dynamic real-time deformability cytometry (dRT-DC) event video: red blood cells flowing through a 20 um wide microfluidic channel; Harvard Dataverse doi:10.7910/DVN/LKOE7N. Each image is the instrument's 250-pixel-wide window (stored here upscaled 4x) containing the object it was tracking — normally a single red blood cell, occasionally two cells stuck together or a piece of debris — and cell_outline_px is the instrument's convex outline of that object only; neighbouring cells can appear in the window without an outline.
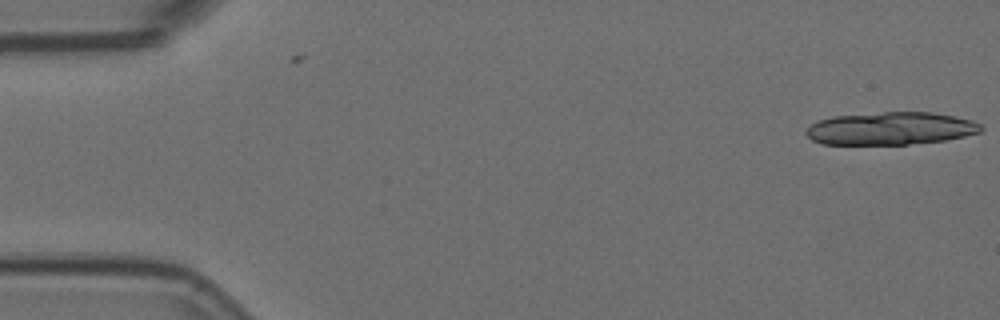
{"species": "Egyptian fruit bat (a non-hibernating species)", "species_latin": "Rousettus aegyptiacus", "temperature_condition": "room temperature", "stored_images_in_passage": 6, "camera_frame_rate_fps": 3000, "um_per_image_px": 0.085, "animal": {"sex": "female"}, "frame": {"image": 1, "passage_image": 1, "time_ms": 0.0, "image_size_px": [1000, 320], "cell_outline_px": [[984, 128], [980, 132], [964, 136], [944, 140], [908, 144], [824, 144], [812, 140], [804, 132], [812, 124], [820, 120], [832, 116], [884, 112], [932, 112], [956, 116], [972, 120], [980, 124]], "centroid_in_image_um": [75.73, 10.91], "position_along_channel_um": 9.3, "area_um2": 33.23}}
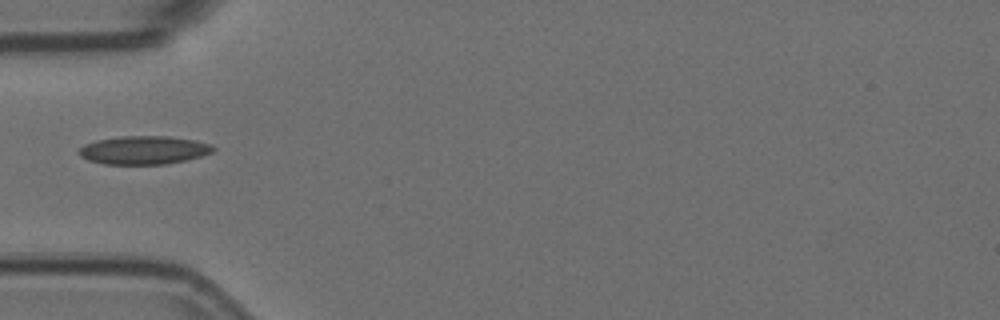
{"frame": {"image": 2, "passage_image": 6, "time_ms": 1.667, "image_size_px": [1000, 320], "cell_outline_px": [[216, 148], [212, 152], [200, 156], [184, 160], [164, 164], [104, 164], [88, 160], [80, 156], [76, 152], [84, 144], [96, 140], [124, 136], [168, 136], [196, 140], [212, 144]], "centroid_in_image_um": [12.21, 12.75], "position_along_channel_um": 72.8, "area_um2": 22.2}}